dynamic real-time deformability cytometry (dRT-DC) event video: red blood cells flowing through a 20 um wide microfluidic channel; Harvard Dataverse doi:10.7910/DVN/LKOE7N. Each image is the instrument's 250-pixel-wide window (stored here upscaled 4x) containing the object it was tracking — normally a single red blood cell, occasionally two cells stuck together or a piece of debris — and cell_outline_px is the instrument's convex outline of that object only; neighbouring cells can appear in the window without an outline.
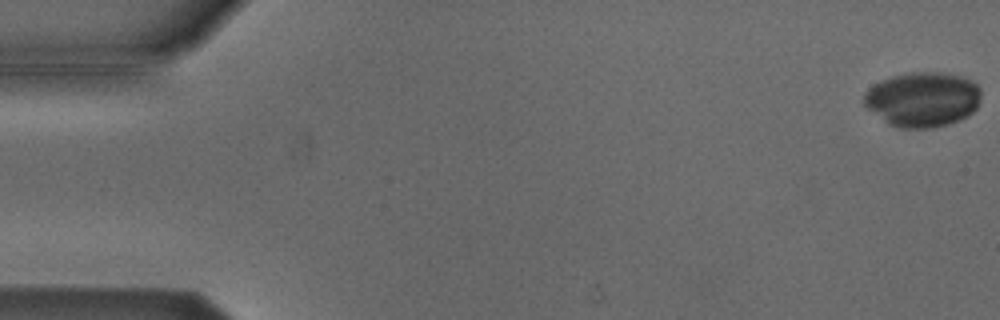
{"species": "Egyptian fruit bat (a non-hibernating species)", "species_latin": "Rousettus aegyptiacus", "temperature_condition": "cold", "stored_images_in_passage": 54, "camera_frame_rate_fps": 3000, "um_per_image_px": 0.085, "animal": {"sex": "male"}, "frame": {"image": 1, "passage_image": 1, "time_ms": 0.0, "image_size_px": [1000, 320], "cell_outline_px": [[980, 100], [976, 108], [968, 116], [948, 124], [932, 128], [900, 128], [892, 124], [868, 108], [864, 104], [864, 92], [868, 88], [880, 80], [892, 76], [908, 72], [940, 72], [960, 76], [976, 84], [980, 88]], "centroid_in_image_um": [78.43, 8.43], "position_along_channel_um": 6.6, "area_um2": 37.17}}
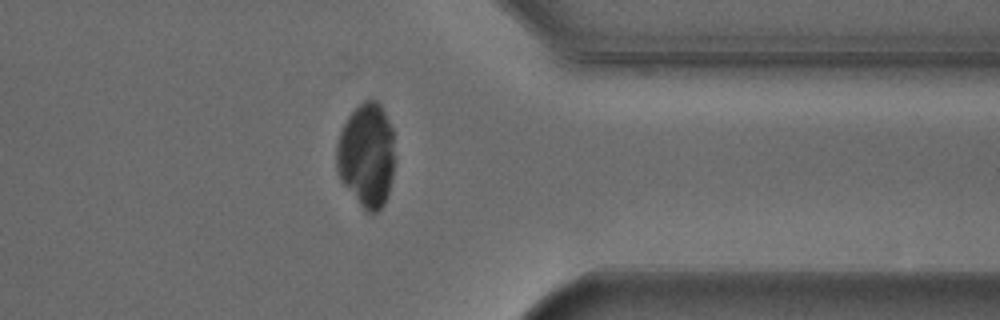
{"frame": {"image": 2, "passage_image": 43, "time_ms": 14.0, "image_size_px": [1000, 320], "cell_outline_px": [[396, 160], [392, 180], [388, 196], [384, 204], [372, 216], [360, 204], [340, 180], [336, 172], [336, 144], [340, 132], [348, 116], [364, 100], [376, 100], [380, 104], [392, 128]], "centroid_in_image_um": [31.18, 13.21], "position_along_channel_um": 380.2, "area_um2": 35.89}}
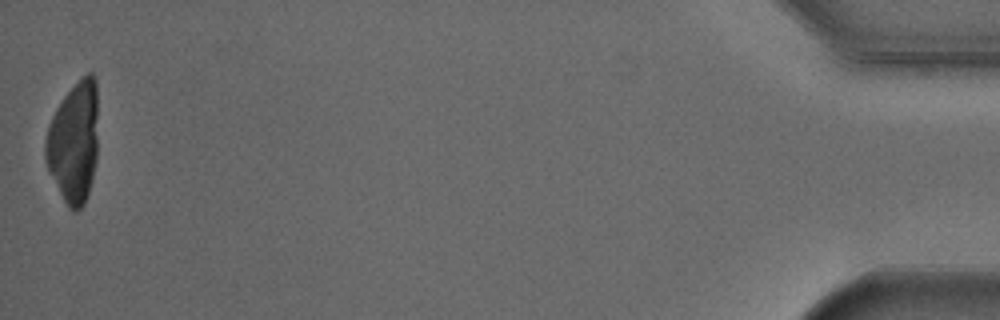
{"frame": {"image": 3, "passage_image": 54, "time_ms": 17.667, "image_size_px": [1000, 320], "cell_outline_px": [[96, 160], [92, 180], [88, 196], [84, 204], [76, 212], [68, 208], [44, 160], [44, 144], [48, 124], [56, 108], [64, 96], [88, 72], [92, 72], [96, 80]], "centroid_in_image_um": [6.26, 12.12], "position_along_channel_um": 428.9, "area_um2": 36.88}}